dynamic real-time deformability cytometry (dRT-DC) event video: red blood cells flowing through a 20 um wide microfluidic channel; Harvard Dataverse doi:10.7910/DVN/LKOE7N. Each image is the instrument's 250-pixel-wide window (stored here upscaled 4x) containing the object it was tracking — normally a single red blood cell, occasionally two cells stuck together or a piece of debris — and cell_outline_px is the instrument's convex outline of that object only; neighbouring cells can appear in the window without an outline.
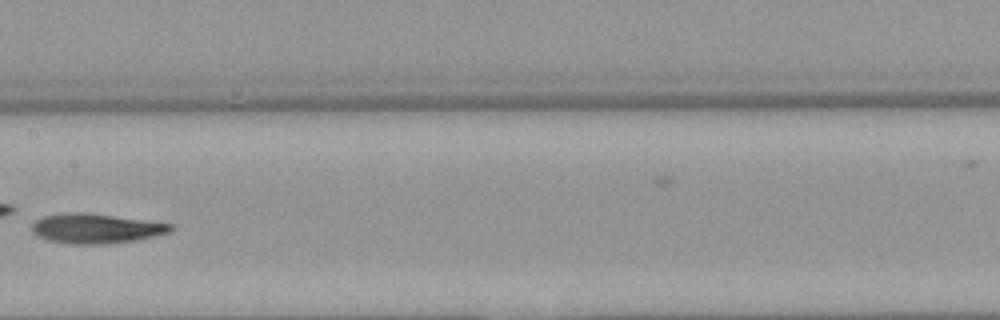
{"species": "Egyptian fruit bat (a non-hibernating species)", "species_latin": "Rousettus aegyptiacus", "temperature_condition": "warm", "stored_images_in_passage": 8, "camera_frame_rate_fps": 3000, "um_per_image_px": 0.085, "animal": {"sex": "female"}, "frame": {"image": 1, "passage_image": 8, "time_ms": 8.667, "image_size_px": [1000, 320], "cell_outline_px": [[172, 228], [168, 232], [136, 240], [104, 244], [68, 244], [48, 240], [36, 236], [32, 232], [32, 224], [36, 220], [44, 216], [72, 212], [84, 212], [172, 224]], "centroid_in_image_um": [8.08, 19.43], "position_along_channel_um": 199.3, "area_um2": 23.7}}